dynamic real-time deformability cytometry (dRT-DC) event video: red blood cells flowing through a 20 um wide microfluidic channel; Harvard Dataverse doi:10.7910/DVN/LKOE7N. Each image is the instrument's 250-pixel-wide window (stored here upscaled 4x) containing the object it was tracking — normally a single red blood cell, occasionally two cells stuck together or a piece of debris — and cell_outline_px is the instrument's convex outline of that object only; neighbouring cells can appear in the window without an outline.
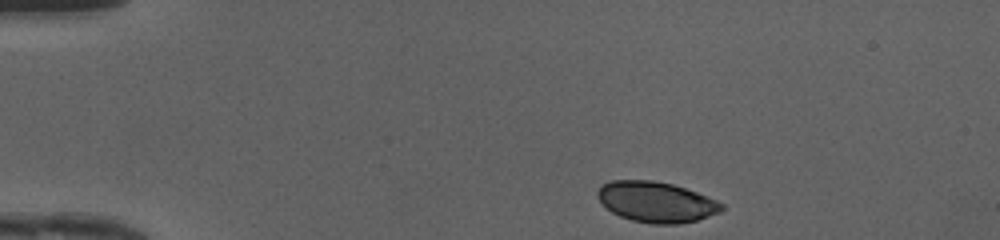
{"species": "human", "species_latin": "Homo sapiens", "temperature_condition": "cold", "stored_images_in_passage": 41, "camera_frame_rate_fps": 3000, "um_per_image_px": 0.085, "donor": {"sex": "female"}, "frame": {"image": 1, "passage_image": 1, "time_ms": 0.0, "image_size_px": [1000, 240], "cell_outline_px": [[724, 208], [720, 212], [696, 220], [680, 224], [652, 224], [632, 220], [620, 216], [612, 212], [596, 196], [596, 192], [604, 184], [612, 180], [652, 180], [672, 184], [708, 196], [724, 204]], "centroid_in_image_um": [55.79, 17.17], "position_along_channel_um": 29.2, "area_um2": 29.19}}
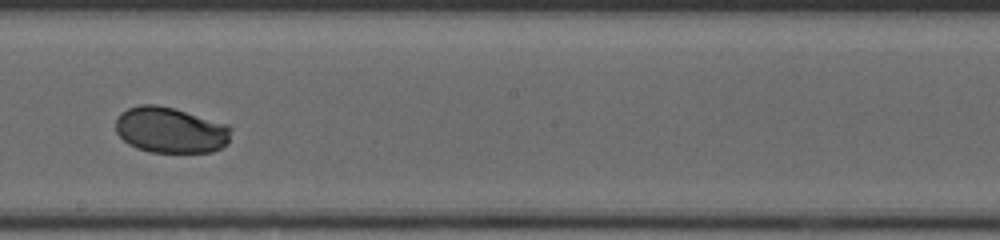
{"frame": {"image": 2, "passage_image": 21, "time_ms": 6.667, "image_size_px": [1000, 240], "cell_outline_px": [[232, 128], [228, 140], [220, 148], [212, 152], [152, 152], [136, 148], [128, 144], [116, 132], [116, 120], [120, 112], [128, 108], [140, 104], [156, 104], [172, 108], [228, 124]], "centroid_in_image_um": [14.47, 11.05], "position_along_channel_um": 233.7, "area_um2": 30.75}}
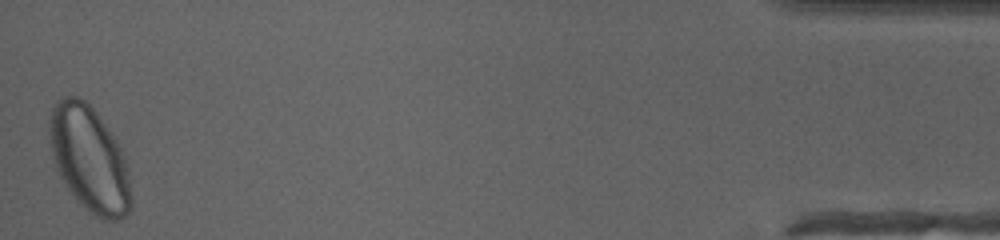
{"frame": {"image": 3, "passage_image": 41, "time_ms": 13.333, "image_size_px": [1000, 240], "cell_outline_px": [[132, 208], [120, 220], [100, 220], [76, 200], [60, 176], [56, 168], [52, 152], [48, 128], [48, 124], [52, 108], [56, 100], [64, 96], [76, 96], [84, 100], [96, 112], [116, 140], [124, 156], [128, 168], [132, 196]], "centroid_in_image_um": [7.61, 13.54], "position_along_channel_um": 427.6, "area_um2": 50.23}, "authors_computed_cell_mechanics": {"area_um2": 31.4432, "velocity_mm_per_s": 4.1549, "shape_relaxation_time_tau1_ms": 1.9048, "shape_relaxation_time_tau2_ms": null, "deformation_change_tau1": 0.1161, "deformation_change_tau2": null}}